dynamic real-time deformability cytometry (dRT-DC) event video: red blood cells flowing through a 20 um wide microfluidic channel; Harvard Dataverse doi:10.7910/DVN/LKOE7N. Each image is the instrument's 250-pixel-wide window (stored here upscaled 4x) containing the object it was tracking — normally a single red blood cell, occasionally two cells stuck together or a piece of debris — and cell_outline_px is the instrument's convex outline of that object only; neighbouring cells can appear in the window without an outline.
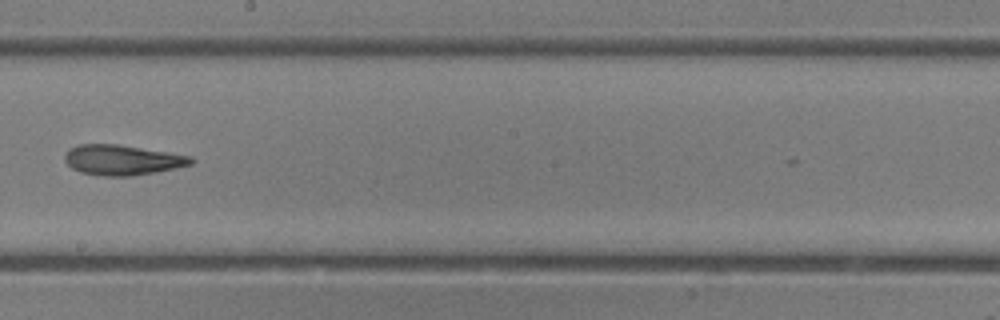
{"species": "common noctule bat (a hibernating species)", "species_latin": "Nyctalus noctula", "temperature_condition": "room temperature", "stored_images_in_passage": 32, "camera_frame_rate_fps": 3000, "um_per_image_px": 0.085, "animal": {"sex": "female"}, "frame": {"image": 1, "passage_image": 19, "time_ms": 6.0, "image_size_px": [1000, 320], "cell_outline_px": [[196, 160], [192, 164], [176, 168], [156, 172], [132, 176], [104, 176], [80, 172], [72, 168], [64, 160], [64, 156], [68, 148], [80, 144], [116, 144], [168, 152], [192, 156]], "centroid_in_image_um": [10.4, 13.6], "position_along_channel_um": 237.8, "area_um2": 22.31}}